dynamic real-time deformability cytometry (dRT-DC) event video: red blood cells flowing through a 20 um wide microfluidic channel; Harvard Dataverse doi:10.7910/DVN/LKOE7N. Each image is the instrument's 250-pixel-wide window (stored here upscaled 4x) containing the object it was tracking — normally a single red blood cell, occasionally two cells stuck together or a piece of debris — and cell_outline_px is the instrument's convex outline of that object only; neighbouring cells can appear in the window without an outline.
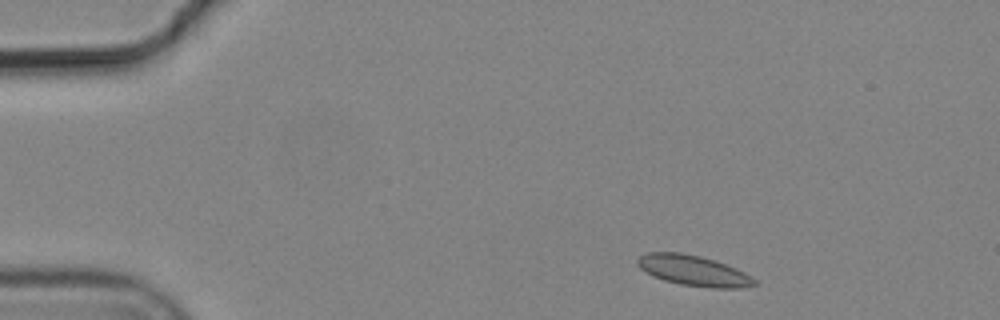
{"species": "common noctule bat (a hibernating species)", "species_latin": "Nyctalus noctula", "temperature_condition": "cold", "stored_images_in_passage": 3, "camera_frame_rate_fps": 3000, "um_per_image_px": 0.085, "animal": {"sex": "male", "body_mass_g": 19.2, "forearm_length_mm": 51.8}, "frame": {"image": 1, "passage_image": 1, "time_ms": 0.0, "image_size_px": [1000, 320], "cell_outline_px": [[760, 284], [744, 288], [712, 288], [680, 284], [664, 280], [652, 276], [640, 268], [636, 264], [636, 260], [640, 256], [648, 252], [680, 252], [700, 256], [736, 268], [744, 272], [756, 280]], "centroid_in_image_um": [58.95, 23.01], "position_along_channel_um": 26.0, "area_um2": 20.81}}